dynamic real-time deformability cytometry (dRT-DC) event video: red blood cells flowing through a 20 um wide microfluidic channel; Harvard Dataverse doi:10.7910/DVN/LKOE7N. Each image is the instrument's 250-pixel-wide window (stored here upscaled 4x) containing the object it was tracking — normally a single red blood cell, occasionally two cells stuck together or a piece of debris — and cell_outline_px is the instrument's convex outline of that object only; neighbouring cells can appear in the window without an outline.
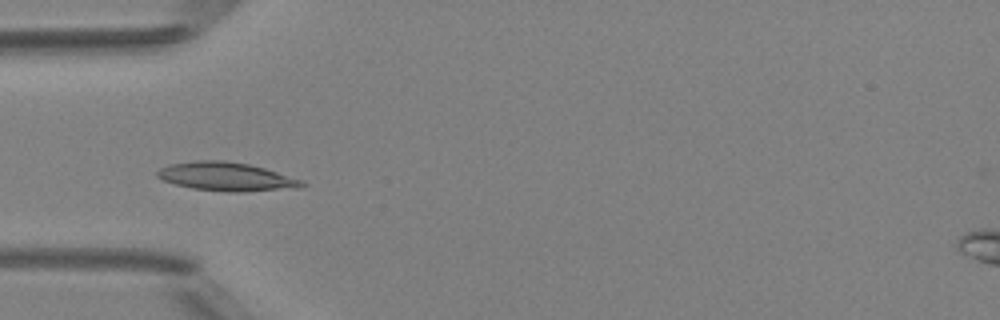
{"species": "Egyptian fruit bat (a non-hibernating species)", "species_latin": "Rousettus aegyptiacus", "temperature_condition": "room temperature", "stored_images_in_passage": 49, "camera_frame_rate_fps": 3000, "um_per_image_px": 0.085, "animal": {"sex": "female"}, "frame": {"image": 1, "passage_image": 15, "time_ms": 4.667, "image_size_px": [1000, 320], "cell_outline_px": [[308, 184], [244, 192], [232, 192], [192, 188], [176, 184], [164, 180], [156, 176], [156, 172], [160, 168], [172, 164], [196, 160], [224, 160], [248, 164], [264, 168], [304, 180]], "centroid_in_image_um": [19.16, 14.99], "position_along_channel_um": 65.8, "area_um2": 23.47}}
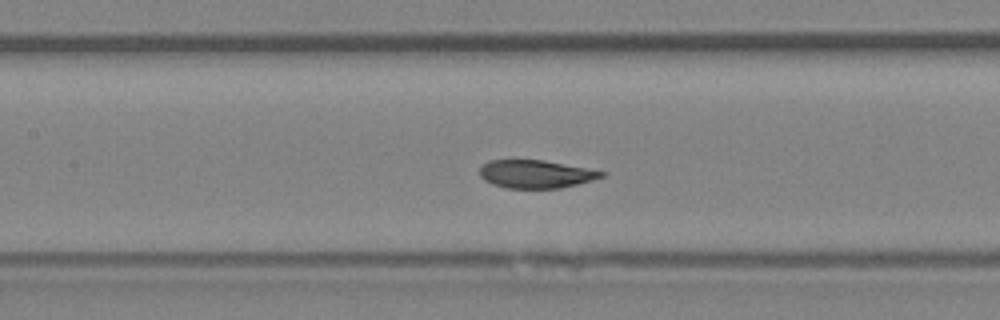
{"frame": {"image": 2, "passage_image": 22, "time_ms": 7.0, "image_size_px": [1000, 320], "cell_outline_px": [[604, 176], [592, 180], [560, 188], [508, 188], [492, 184], [484, 180], [480, 176], [480, 168], [488, 160], [544, 160], [604, 172]], "centroid_in_image_um": [45.49, 14.79], "position_along_channel_um": 161.9, "area_um2": 19.59}}
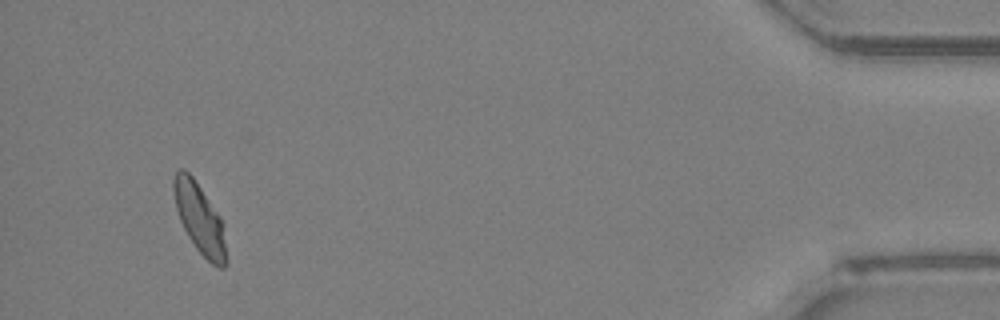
{"frame": {"image": 3, "passage_image": 46, "time_ms": 15.0, "image_size_px": [1000, 320], "cell_outline_px": [[228, 260], [224, 268], [220, 268], [212, 264], [196, 248], [188, 236], [180, 220], [176, 208], [172, 188], [172, 180], [176, 172], [180, 168], [184, 168], [192, 176], [220, 216]], "centroid_in_image_um": [16.95, 18.57], "position_along_channel_um": 418.2, "area_um2": 21.21}, "authors_computed_cell_mechanics": {"area_um2": 21.4438, "velocity_mm_per_s": 4.1423, "shape_relaxation_time_tau1_ms": 3.4565, "shape_relaxation_time_tau2_ms": 0.8881, "deformation_change_tau1": 0.1273, "deformation_change_tau2": 0.0365}}